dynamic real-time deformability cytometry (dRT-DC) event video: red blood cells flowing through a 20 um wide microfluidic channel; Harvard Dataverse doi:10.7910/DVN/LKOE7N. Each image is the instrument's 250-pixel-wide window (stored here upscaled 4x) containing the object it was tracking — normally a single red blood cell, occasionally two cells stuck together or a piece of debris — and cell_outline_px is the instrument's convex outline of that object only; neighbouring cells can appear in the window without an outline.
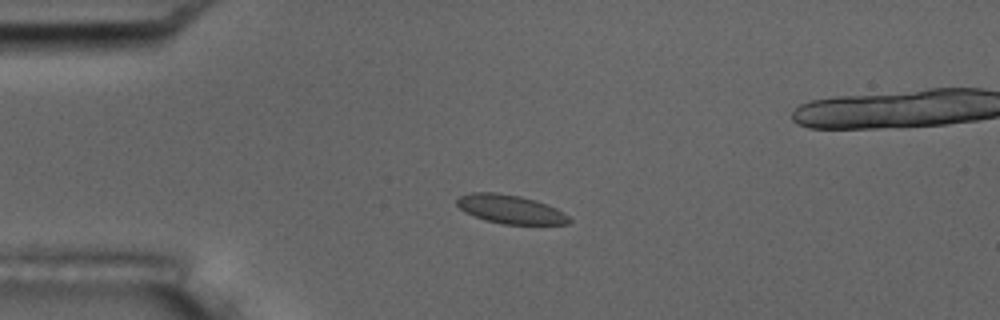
{"species": "common noctule bat (a hibernating species)", "species_latin": "Nyctalus noctula", "temperature_condition": "room temperature", "stored_images_in_passage": 6, "camera_frame_rate_fps": 3000, "um_per_image_px": 0.085, "animal": {"sex": "male", "body_mass_g": 17.5, "forearm_length_mm": 52.3}, "frame": {"image": 1, "passage_image": 4, "time_ms": 1.0, "image_size_px": [1000, 320], "cell_outline_px": [[572, 220], [568, 224], [504, 224], [484, 220], [472, 216], [464, 212], [456, 204], [456, 200], [460, 196], [472, 192], [496, 192], [520, 196], [536, 200], [548, 204], [564, 212]], "centroid_in_image_um": [43.37, 17.78], "position_along_channel_um": 41.6, "area_um2": 18.96}}